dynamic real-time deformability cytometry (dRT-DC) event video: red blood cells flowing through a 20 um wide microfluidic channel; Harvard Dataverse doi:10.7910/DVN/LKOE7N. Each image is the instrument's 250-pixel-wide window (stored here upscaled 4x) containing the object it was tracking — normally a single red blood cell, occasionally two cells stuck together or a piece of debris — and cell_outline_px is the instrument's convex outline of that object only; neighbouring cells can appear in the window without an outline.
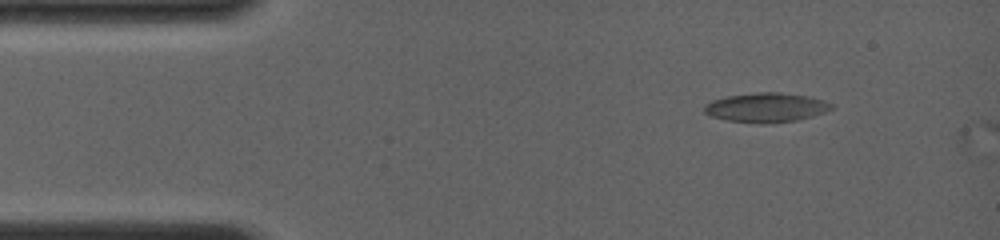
{"species": "common noctule bat (a hibernating species)", "species_latin": "Nyctalus noctula", "temperature_condition": "room temperature", "stored_images_in_passage": 8, "camera_frame_rate_fps": 4000, "um_per_image_px": 0.085, "animal": {"sex": "female", "body_mass_g": 19.0, "forearm_length_mm": 56.7}, "frame": {"image": 1, "passage_image": 7, "time_ms": 1.5, "image_size_px": [1000, 240], "cell_outline_px": [[832, 108], [824, 112], [812, 116], [796, 120], [760, 124], [728, 120], [712, 116], [704, 112], [704, 104], [712, 100], [728, 96], [756, 92], [780, 92], [808, 96], [824, 100], [832, 104]], "centroid_in_image_um": [65.11, 9.13], "position_along_channel_um": 19.9, "area_um2": 21.62}}